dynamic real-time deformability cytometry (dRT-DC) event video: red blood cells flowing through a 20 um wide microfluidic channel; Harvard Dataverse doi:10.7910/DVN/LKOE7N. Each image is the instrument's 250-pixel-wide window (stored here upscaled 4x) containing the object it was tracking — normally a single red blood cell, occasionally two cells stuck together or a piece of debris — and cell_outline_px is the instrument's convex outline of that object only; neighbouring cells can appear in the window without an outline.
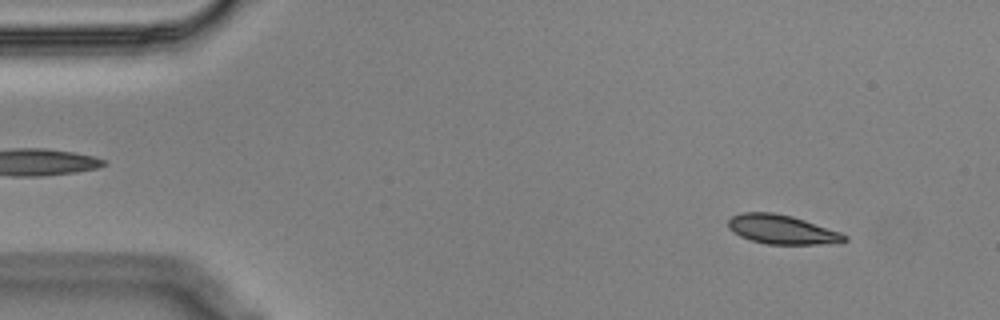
{"species": "Egyptian fruit bat (a non-hibernating species)", "species_latin": "Rousettus aegyptiacus", "temperature_condition": "cold", "stored_images_in_passage": 55, "camera_frame_rate_fps": 3000, "um_per_image_px": 0.085, "animal": {"sex": "male"}, "frame": {"image": 1, "passage_image": 5, "time_ms": 1.333, "image_size_px": [1000, 320], "cell_outline_px": [[848, 240], [840, 244], [768, 244], [752, 240], [740, 236], [732, 232], [728, 228], [728, 220], [732, 216], [740, 212], [772, 212], [792, 216], [840, 232], [848, 236]], "centroid_in_image_um": [66.48, 19.51], "position_along_channel_um": 18.5, "area_um2": 19.88}}
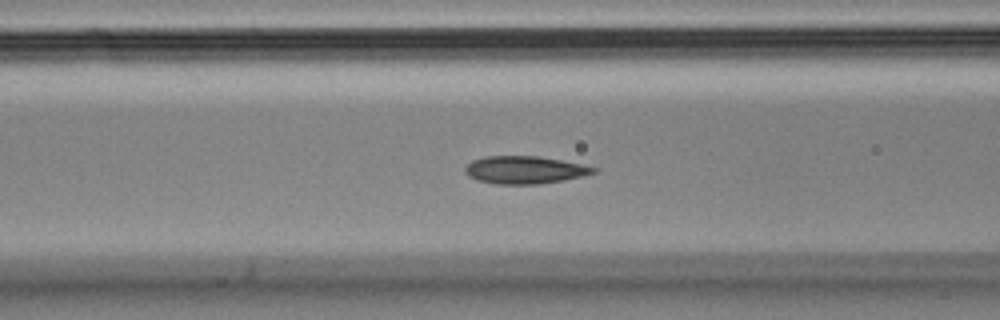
{"frame": {"image": 2, "passage_image": 21, "time_ms": 6.667, "image_size_px": [1000, 320], "cell_outline_px": [[596, 172], [564, 180], [540, 184], [496, 184], [476, 180], [468, 176], [464, 172], [464, 168], [472, 160], [488, 156], [536, 156], [560, 160], [580, 164], [596, 168]], "centroid_in_image_um": [44.54, 14.45], "position_along_channel_um": 122.1, "area_um2": 20.52}}
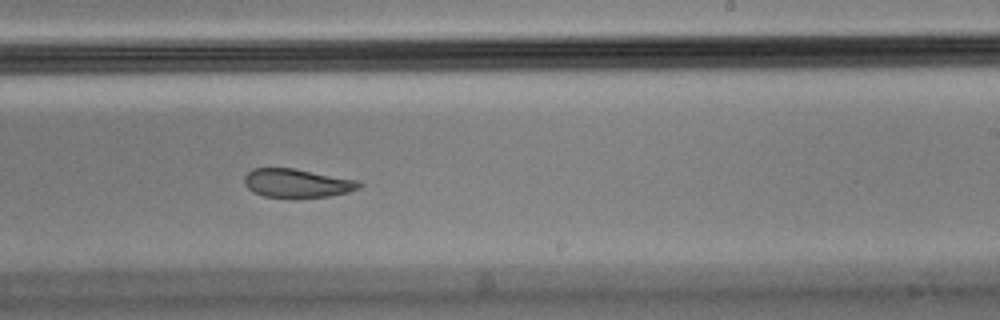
{"frame": {"image": 3, "passage_image": 33, "time_ms": 10.667, "image_size_px": [1000, 320], "cell_outline_px": [[364, 184], [360, 188], [348, 192], [328, 196], [292, 200], [264, 196], [248, 188], [244, 184], [244, 176], [252, 168], [292, 168], [360, 180]], "centroid_in_image_um": [25.28, 15.6], "position_along_channel_um": 263.7, "area_um2": 19.77}, "authors_computed_cell_mechanics": {"area_um2": 20.4612, "velocity_mm_per_s": 3.554, "shape_relaxation_time_tau1_ms": 3.4441, "shape_relaxation_time_tau2_ms": 2.8421, "deformation_change_tau1": 0.1295, "deformation_change_tau2": 0.0827}}